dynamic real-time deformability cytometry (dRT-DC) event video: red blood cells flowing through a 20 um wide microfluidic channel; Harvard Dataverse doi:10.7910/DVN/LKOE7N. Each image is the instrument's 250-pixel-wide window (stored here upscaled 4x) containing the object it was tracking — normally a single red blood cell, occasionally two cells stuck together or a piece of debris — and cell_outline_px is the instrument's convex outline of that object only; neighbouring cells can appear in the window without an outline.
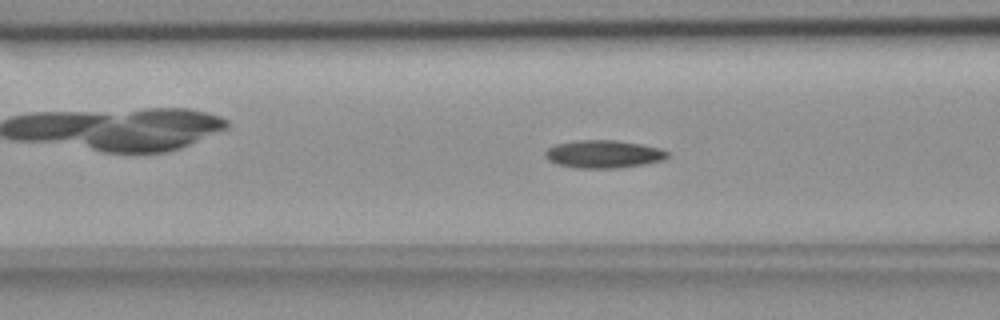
{"species": "common noctule bat (a hibernating species)", "species_latin": "Nyctalus noctula", "temperature_condition": "room temperature", "stored_images_in_passage": 56, "camera_frame_rate_fps": 3000, "um_per_image_px": 0.085, "animal": {"sex": "female", "body_mass_g": 18.4}, "frame": {"image": 1, "passage_image": 22, "time_ms": 7.0, "image_size_px": [1000, 320], "cell_outline_px": [[668, 156], [664, 160], [644, 164], [616, 168], [580, 168], [556, 164], [548, 160], [544, 156], [544, 152], [548, 148], [556, 144], [576, 140], [616, 140], [640, 144], [660, 148], [668, 152]], "centroid_in_image_um": [51.28, 13.09], "position_along_channel_um": 115.3, "area_um2": 19.83}}
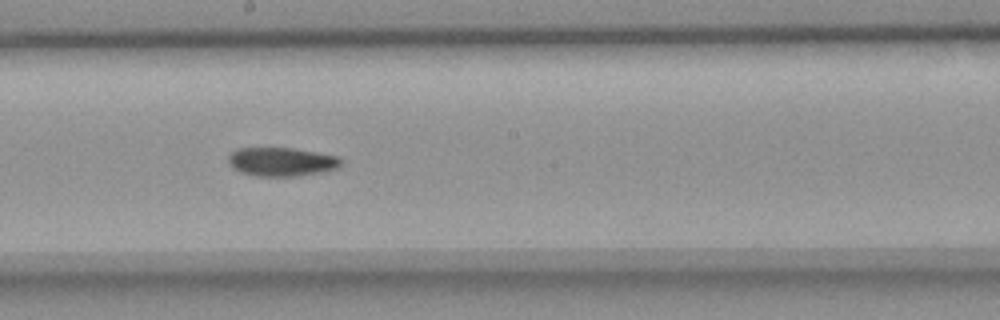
{"frame": {"image": 2, "passage_image": 31, "time_ms": 10.0, "image_size_px": [1000, 320], "cell_outline_px": [[344, 160], [336, 168], [320, 172], [296, 176], [256, 176], [240, 172], [232, 168], [228, 164], [228, 156], [232, 152], [240, 148], [292, 148], [340, 156]], "centroid_in_image_um": [23.92, 13.75], "position_along_channel_um": 224.3, "area_um2": 18.9}}
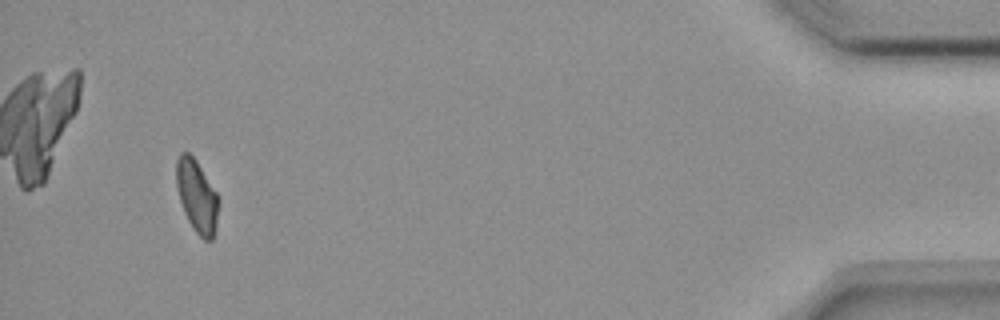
{"frame": {"image": 3, "passage_image": 53, "time_ms": 17.333, "image_size_px": [1000, 320], "cell_outline_px": [[220, 200], [216, 228], [212, 240], [204, 240], [192, 228], [184, 212], [176, 188], [176, 160], [180, 152], [188, 152], [196, 160], [216, 192]], "centroid_in_image_um": [16.74, 16.68], "position_along_channel_um": 418.5, "area_um2": 17.98}, "authors_computed_cell_mechanics": {"area_um2": 18.9006, "velocity_mm_per_s": 3.6479, "shape_relaxation_time_tau1_ms": 8.4148, "shape_relaxation_time_tau2_ms": 5.7776, "deformation_change_tau1": 0.1708, "deformation_change_tau2": 0.1104}}